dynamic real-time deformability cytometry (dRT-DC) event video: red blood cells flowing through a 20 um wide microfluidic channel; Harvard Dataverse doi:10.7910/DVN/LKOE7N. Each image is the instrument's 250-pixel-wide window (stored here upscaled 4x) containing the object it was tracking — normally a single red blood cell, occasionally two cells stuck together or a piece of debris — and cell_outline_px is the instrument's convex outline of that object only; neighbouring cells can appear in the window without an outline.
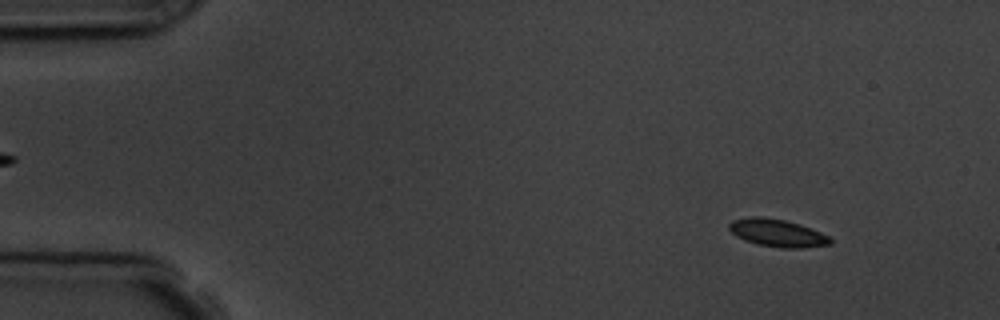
{"species": "common noctule bat (a hibernating species)", "species_latin": "Nyctalus noctula", "temperature_condition": "room temperature", "stored_images_in_passage": 7, "camera_frame_rate_fps": 3000, "um_per_image_px": 0.085, "animal": {"sex": "male", "body_mass_g": 19.5, "forearm_length_mm": 54.6}, "frame": {"image": 1, "passage_image": 2, "time_ms": 1.0, "image_size_px": [1000, 320], "cell_outline_px": [[832, 244], [804, 248], [780, 248], [756, 244], [744, 240], [736, 236], [728, 228], [728, 224], [732, 220], [752, 216], [764, 216], [784, 220], [800, 224], [812, 228], [828, 236], [832, 240]], "centroid_in_image_um": [66.07, 19.8], "position_along_channel_um": 18.9, "area_um2": 16.47}}
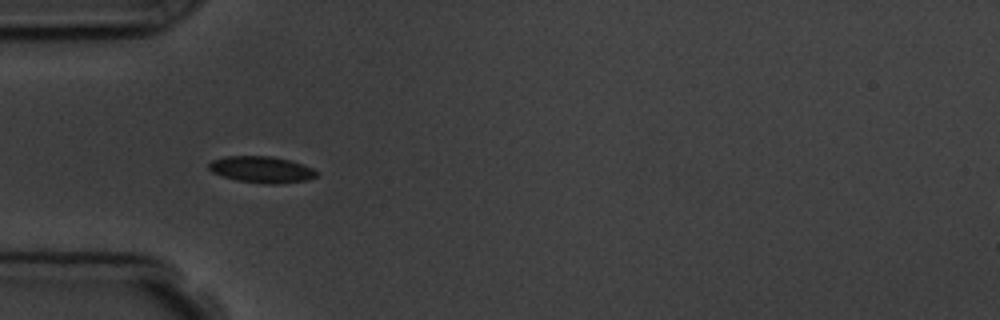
{"frame": {"image": 2, "passage_image": 5, "time_ms": 4.667, "image_size_px": [1000, 320], "cell_outline_px": [[320, 172], [316, 176], [308, 180], [280, 184], [268, 184], [236, 180], [212, 172], [208, 168], [208, 164], [212, 160], [224, 156], [272, 156], [304, 164]], "centroid_in_image_um": [22.26, 14.41], "position_along_channel_um": 62.7, "area_um2": 16.7}}